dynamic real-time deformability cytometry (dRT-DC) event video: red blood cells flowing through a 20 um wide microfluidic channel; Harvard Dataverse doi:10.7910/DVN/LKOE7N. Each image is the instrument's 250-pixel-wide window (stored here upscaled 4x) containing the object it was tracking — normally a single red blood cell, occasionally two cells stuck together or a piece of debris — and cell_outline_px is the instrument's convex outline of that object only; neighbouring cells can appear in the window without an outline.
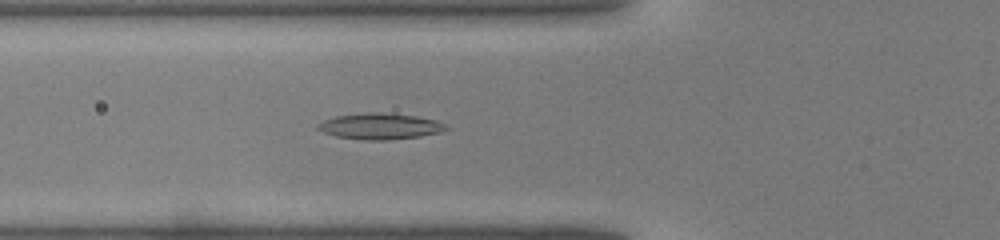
{"species": "common noctule bat (a hibernating species)", "species_latin": "Nyctalus noctula", "temperature_condition": "warm", "stored_images_in_passage": 34, "camera_frame_rate_fps": 3000, "um_per_image_px": 0.085, "animal": {"sex": "male", "body_mass_g": 19.0, "forearm_length_mm": 50.8}, "frame": {"image": 1, "passage_image": 7, "time_ms": 2.0, "image_size_px": [1000, 240], "cell_outline_px": [[448, 128], [440, 132], [420, 136], [388, 140], [360, 140], [336, 136], [324, 132], [316, 128], [316, 124], [324, 120], [336, 116], [376, 112], [416, 116], [436, 120], [444, 124]], "centroid_in_image_um": [32.28, 10.74], "position_along_channel_um": 93.5, "area_um2": 19.25}}
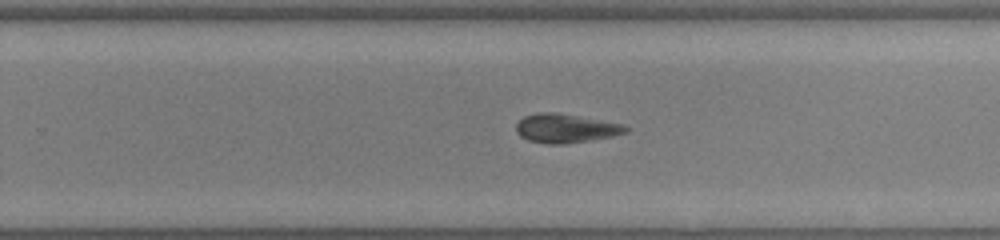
{"frame": {"image": 2, "passage_image": 19, "time_ms": 6.0, "image_size_px": [1000, 240], "cell_outline_px": [[632, 128], [628, 132], [612, 136], [592, 140], [564, 144], [548, 144], [528, 140], [520, 136], [516, 132], [516, 124], [524, 116], [540, 112], [556, 112], [624, 124]], "centroid_in_image_um": [48.11, 10.91], "position_along_channel_um": 281.7, "area_um2": 18.61}}
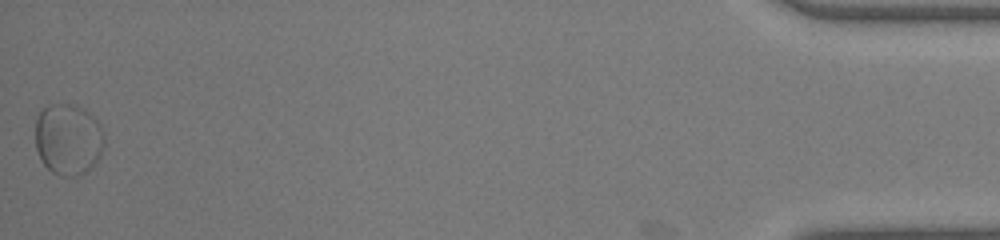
{"frame": {"image": 3, "passage_image": 34, "time_ms": 11.0, "image_size_px": [1000, 240], "cell_outline_px": [[104, 144], [100, 156], [84, 172], [72, 176], [60, 176], [52, 172], [40, 160], [36, 148], [36, 116], [48, 104], [76, 104], [84, 108], [100, 124], [104, 132]], "centroid_in_image_um": [5.79, 11.81], "position_along_channel_um": 429.4, "area_um2": 28.73}}